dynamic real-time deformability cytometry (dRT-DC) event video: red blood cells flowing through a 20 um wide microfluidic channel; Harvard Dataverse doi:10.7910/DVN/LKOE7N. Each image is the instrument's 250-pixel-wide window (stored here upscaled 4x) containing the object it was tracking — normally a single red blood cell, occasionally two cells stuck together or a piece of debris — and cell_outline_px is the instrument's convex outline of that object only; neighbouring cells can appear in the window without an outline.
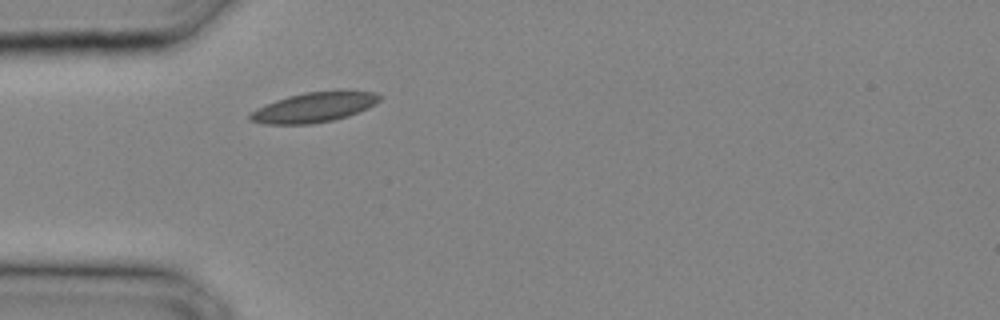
{"species": "common noctule bat (a hibernating species)", "species_latin": "Nyctalus noctula", "temperature_condition": "cold", "stored_images_in_passage": 19, "camera_frame_rate_fps": 3000, "um_per_image_px": 0.085, "animal": {"sex": "male", "body_mass_g": 20.4}, "frame": {"image": 1, "passage_image": 1, "time_ms": 0.0, "image_size_px": [1000, 320], "cell_outline_px": [[384, 96], [376, 104], [368, 108], [348, 116], [332, 120], [312, 124], [264, 124], [248, 120], [248, 116], [256, 108], [276, 100], [288, 96], [308, 92], [336, 88], [340, 88], [376, 92]], "centroid_in_image_um": [26.78, 9.08], "position_along_channel_um": 58.2, "area_um2": 23.29}}
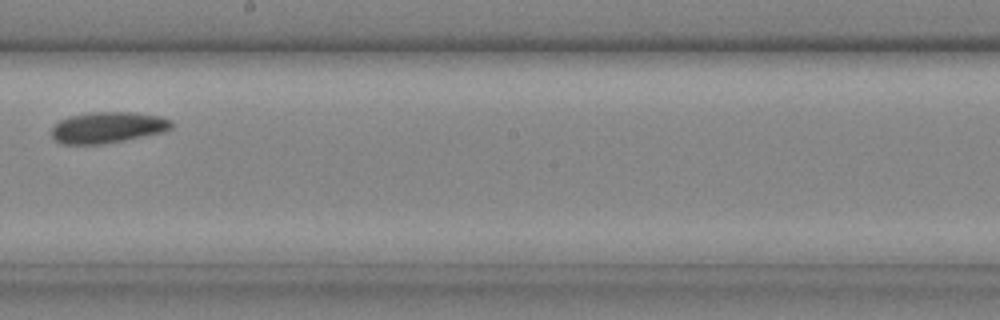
{"frame": {"image": 2, "passage_image": 10, "time_ms": 3.0, "image_size_px": [1000, 320], "cell_outline_px": [[172, 128], [160, 132], [124, 140], [104, 144], [64, 144], [56, 140], [52, 136], [52, 128], [60, 120], [72, 116], [92, 112], [132, 112], [160, 116], [172, 120]], "centroid_in_image_um": [9.16, 10.83], "position_along_channel_um": 239.0, "area_um2": 21.44}}
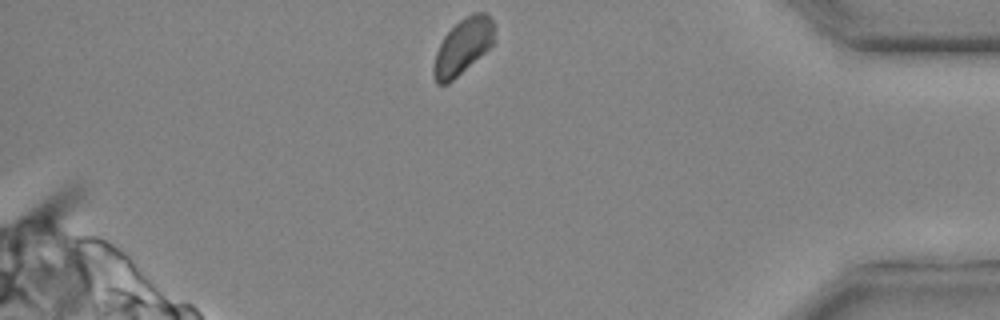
{"frame": {"image": 3, "passage_image": 19, "time_ms": 6.0, "image_size_px": [1000, 320], "cell_outline_px": [[496, 40], [480, 56], [448, 84], [436, 84], [432, 72], [432, 68], [436, 52], [444, 36], [460, 20], [472, 12], [484, 12], [496, 24]], "centroid_in_image_um": [39.37, 3.93], "position_along_channel_um": 395.8, "area_um2": 19.77}}